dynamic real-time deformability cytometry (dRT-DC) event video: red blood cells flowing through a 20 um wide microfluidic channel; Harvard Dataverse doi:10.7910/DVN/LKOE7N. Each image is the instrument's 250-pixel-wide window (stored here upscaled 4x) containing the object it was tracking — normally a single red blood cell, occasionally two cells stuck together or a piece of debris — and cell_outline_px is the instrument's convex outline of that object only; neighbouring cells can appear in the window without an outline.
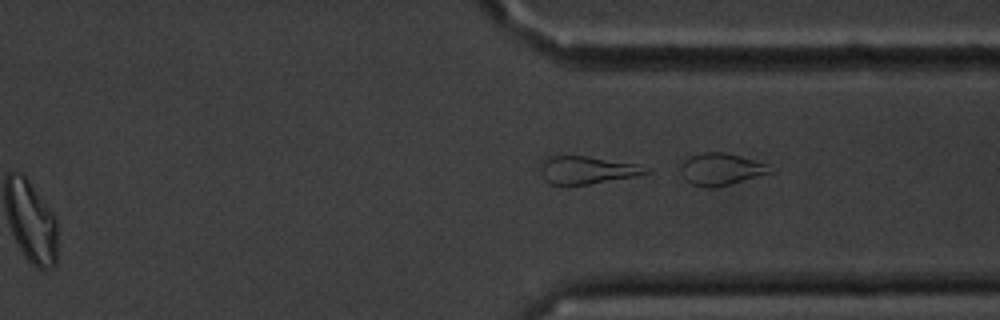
{"species": "common noctule bat (a hibernating species)", "species_latin": "Nyctalus noctula", "temperature_condition": "cold", "stored_images_in_passage": 13, "segment_of_instrument_passage": [2, 2], "camera_frame_rate_fps": 3000, "um_per_image_px": 0.085, "animal": {"sex": "male", "body_mass_g": 20.1, "forearm_length_mm": 53.5}, "frame": {"image": 1, "passage_image": 13, "time_ms": 15.667, "image_size_px": [1000, 320], "cell_outline_px": [[652, 172], [640, 176], [588, 184], [552, 184], [544, 180], [540, 172], [540, 160], [548, 156], [584, 156], [636, 164], [652, 168]], "centroid_in_image_um": [49.92, 14.45], "position_along_channel_um": 361.5, "area_um2": 17.17}}